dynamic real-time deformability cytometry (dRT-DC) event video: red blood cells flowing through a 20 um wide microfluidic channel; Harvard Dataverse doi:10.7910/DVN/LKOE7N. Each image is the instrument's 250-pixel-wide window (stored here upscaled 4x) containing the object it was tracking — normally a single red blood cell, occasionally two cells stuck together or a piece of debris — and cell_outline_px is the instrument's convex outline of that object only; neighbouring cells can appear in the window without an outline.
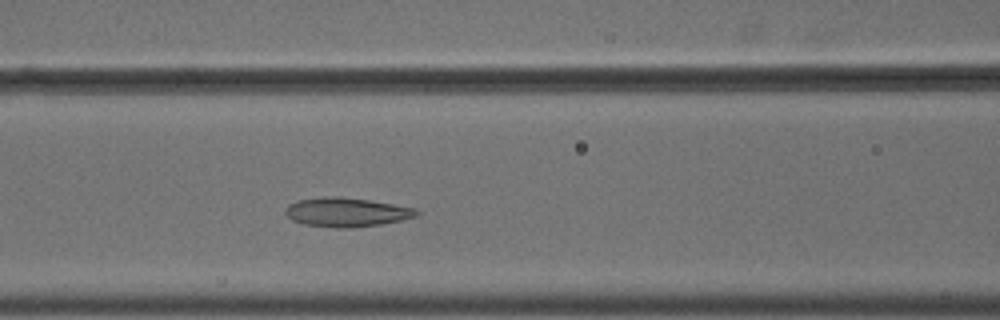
{"species": "common noctule bat (a hibernating species)", "species_latin": "Nyctalus noctula", "temperature_condition": "cold", "stored_images_in_passage": 32, "camera_frame_rate_fps": 3000, "um_per_image_px": 0.085, "animal": {"sex": "male", "body_mass_g": 18.8}, "frame": {"image": 1, "passage_image": 10, "time_ms": 3.0, "image_size_px": [1000, 320], "cell_outline_px": [[420, 212], [416, 216], [404, 220], [380, 224], [348, 228], [336, 228], [304, 224], [292, 220], [284, 212], [288, 204], [296, 200], [324, 196], [336, 196], [368, 200], [416, 208]], "centroid_in_image_um": [29.44, 18.03], "position_along_channel_um": 137.2, "area_um2": 22.25}}
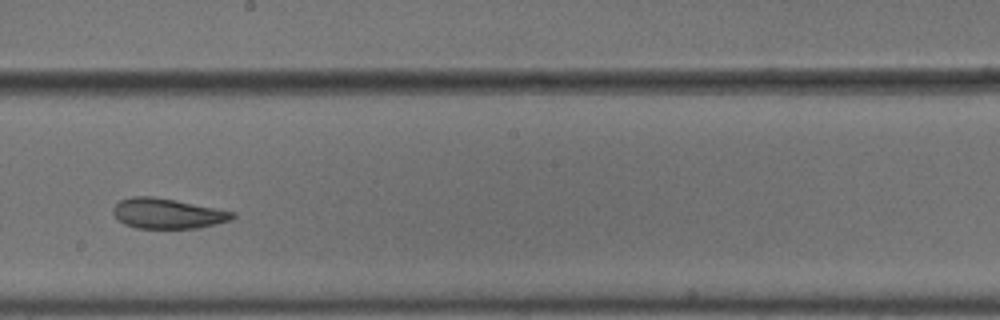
{"frame": {"image": 2, "passage_image": 18, "time_ms": 5.667, "image_size_px": [1000, 320], "cell_outline_px": [[236, 216], [232, 220], [200, 228], [136, 228], [124, 224], [112, 212], [112, 208], [120, 200], [132, 196], [152, 196], [176, 200], [236, 212]], "centroid_in_image_um": [14.26, 18.15], "position_along_channel_um": 233.9, "area_um2": 21.1}}
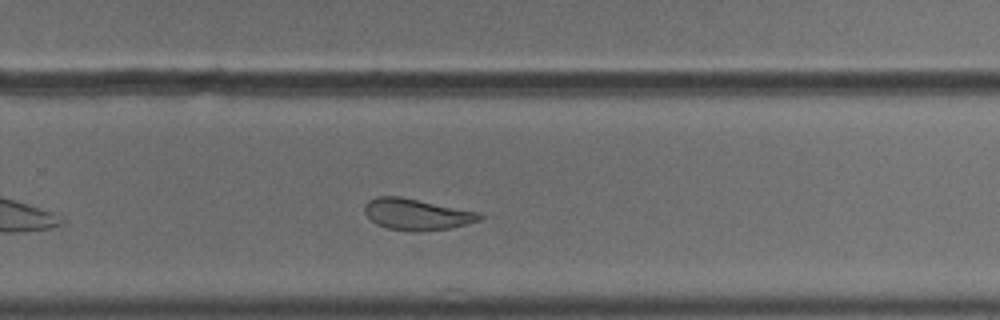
{"frame": {"image": 3, "passage_image": 23, "time_ms": 7.333, "image_size_px": [1000, 320], "cell_outline_px": [[484, 216], [480, 220], [468, 224], [448, 228], [420, 232], [412, 232], [388, 228], [376, 224], [364, 212], [364, 204], [368, 200], [376, 196], [400, 196], [480, 212]], "centroid_in_image_um": [35.42, 18.21], "position_along_channel_um": 294.4, "area_um2": 21.15}, "authors_computed_cell_mechanics": {"area_um2": 21.7617, "velocity_mm_per_s": 3.6368, "shape_relaxation_time_tau1_ms": null, "shape_relaxation_time_tau2_ms": 2.879, "deformation_change_tau1": null, "deformation_change_tau2": 0.0884}}